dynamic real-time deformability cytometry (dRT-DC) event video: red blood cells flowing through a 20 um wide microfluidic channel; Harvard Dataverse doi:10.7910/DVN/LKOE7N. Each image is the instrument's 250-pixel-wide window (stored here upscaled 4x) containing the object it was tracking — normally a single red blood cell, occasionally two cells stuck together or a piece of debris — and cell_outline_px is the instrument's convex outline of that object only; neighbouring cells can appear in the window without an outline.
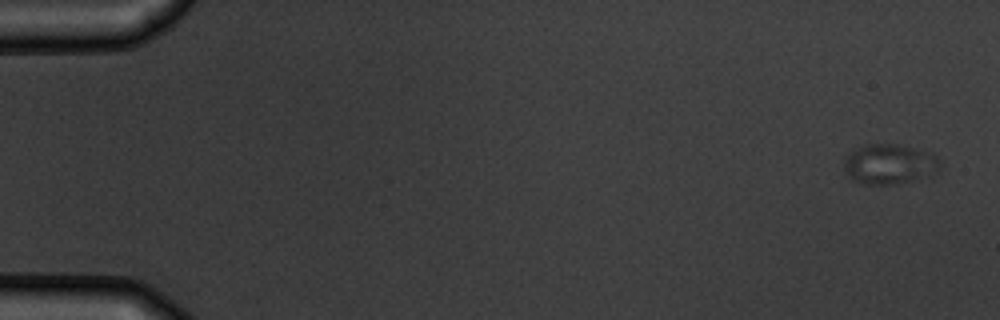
{"species": "common noctule bat (a hibernating species)", "species_latin": "Nyctalus noctula", "temperature_condition": "warm", "stored_images_in_passage": 6, "camera_frame_rate_fps": 3000, "um_per_image_px": 0.085, "animal": {"sex": "male", "body_mass_g": 19.5, "forearm_length_mm": 54.6}, "frame": {"image": 1, "passage_image": 1, "time_ms": 0.0, "image_size_px": [1000, 320], "cell_outline_px": [[940, 168], [932, 176], [896, 184], [864, 184], [852, 180], [844, 168], [844, 160], [852, 148], [864, 144], [900, 144], [932, 152], [940, 160]], "centroid_in_image_um": [75.62, 13.93], "position_along_channel_um": 9.4, "area_um2": 22.89}}
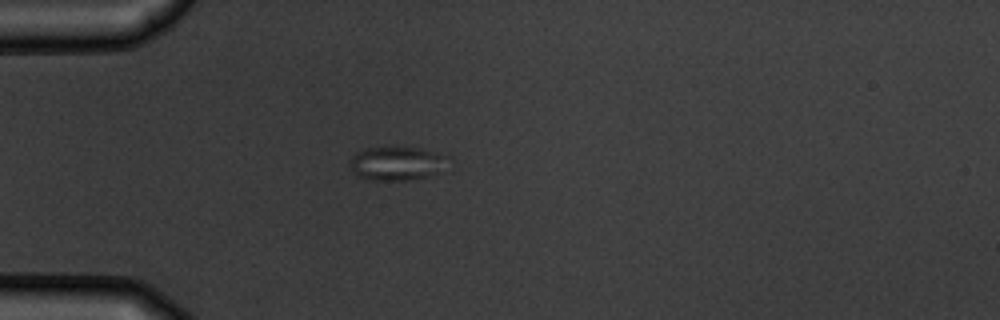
{"frame": {"image": 2, "passage_image": 5, "time_ms": 4.667, "image_size_px": [1000, 320], "cell_outline_px": [[452, 156], [436, 172], [428, 176], [408, 180], [368, 180], [356, 176], [348, 160], [356, 152], [368, 148], [388, 144], [420, 148]], "centroid_in_image_um": [33.68, 13.84], "position_along_channel_um": 51.3, "area_um2": 19.88}}